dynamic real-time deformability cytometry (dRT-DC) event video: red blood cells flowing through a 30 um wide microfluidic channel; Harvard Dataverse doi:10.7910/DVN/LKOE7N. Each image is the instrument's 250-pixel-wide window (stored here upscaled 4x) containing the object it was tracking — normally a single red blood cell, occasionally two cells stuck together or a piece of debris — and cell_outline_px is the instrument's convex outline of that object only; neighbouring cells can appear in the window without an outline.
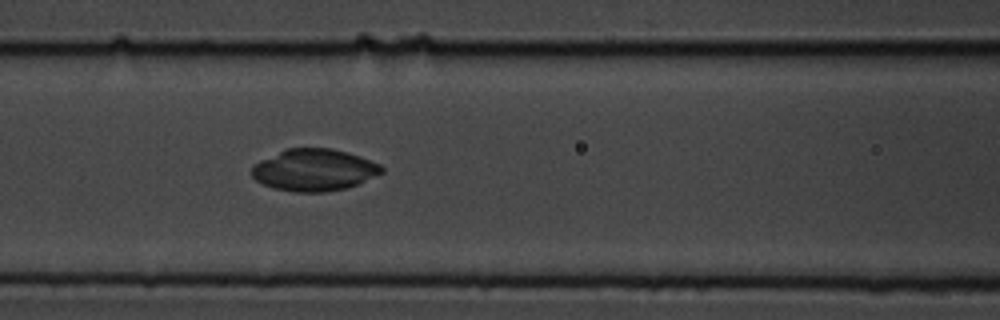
{"species": "common noctule bat (a hibernating species)", "species_latin": "Nyctalus noctula", "temperature_condition": "cold", "stored_images_in_passage": 55, "camera_frame_rate_fps": 3000, "um_per_image_px": 0.085, "animal": {"sex": "male", "body_mass_g": 19.5, "forearm_length_mm": 54.6}, "frame": {"image": 1, "passage_image": 23, "time_ms": 7.333, "image_size_px": [1000, 320], "cell_outline_px": [[384, 172], [348, 188], [324, 192], [292, 192], [272, 188], [256, 180], [252, 176], [252, 164], [284, 148], [332, 148], [360, 156], [380, 164], [384, 168]], "centroid_in_image_um": [26.68, 14.44], "position_along_channel_um": 139.9, "area_um2": 31.96}}
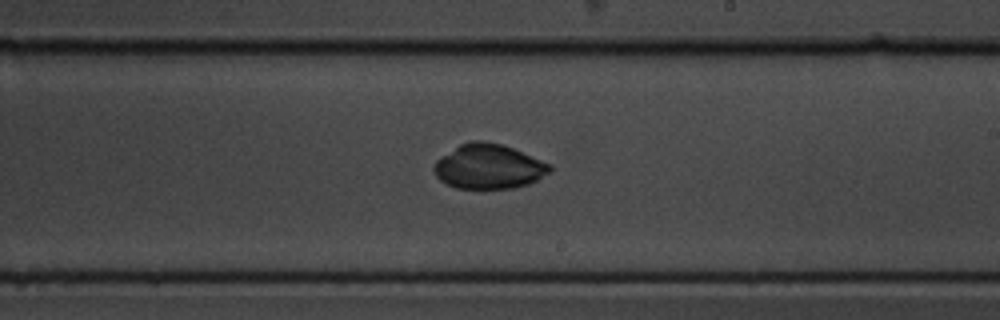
{"frame": {"image": 2, "passage_image": 32, "time_ms": 10.333, "image_size_px": [1000, 320], "cell_outline_px": [[552, 172], [528, 184], [516, 188], [456, 188], [440, 180], [436, 176], [432, 168], [436, 160], [440, 156], [460, 144], [472, 140], [484, 140], [500, 144], [512, 148], [552, 164]], "centroid_in_image_um": [41.54, 14.15], "position_along_channel_um": 247.5, "area_um2": 30.29}}
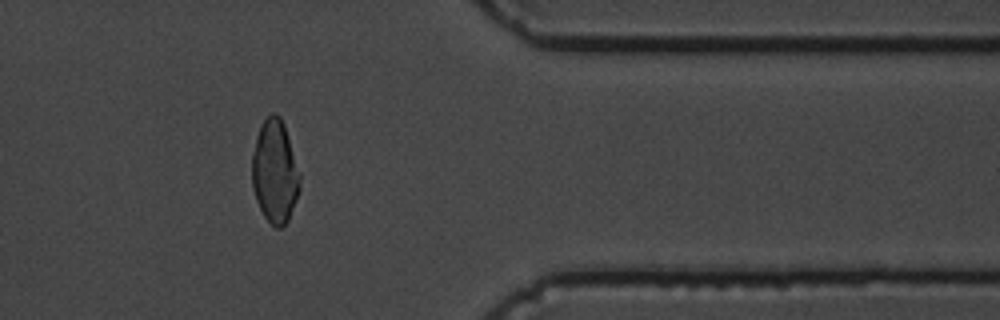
{"frame": {"image": 3, "passage_image": 45, "time_ms": 14.667, "image_size_px": [1000, 320], "cell_outline_px": [[300, 192], [288, 220], [280, 228], [276, 228], [264, 216], [256, 200], [252, 188], [252, 152], [256, 136], [260, 124], [272, 112], [276, 112], [280, 116], [284, 124], [300, 176]], "centroid_in_image_um": [23.35, 14.58], "position_along_channel_um": 388.1, "area_um2": 28.78}, "authors_computed_cell_mechanics": {"area_um2": 29.6514, "velocity_mm_per_s": 3.5952, "shape_relaxation_time_tau1_ms": 6.9784, "shape_relaxation_time_tau2_ms": 6.5303, "deformation_change_tau1": 0.1421, "deformation_change_tau2": 0.0494}}